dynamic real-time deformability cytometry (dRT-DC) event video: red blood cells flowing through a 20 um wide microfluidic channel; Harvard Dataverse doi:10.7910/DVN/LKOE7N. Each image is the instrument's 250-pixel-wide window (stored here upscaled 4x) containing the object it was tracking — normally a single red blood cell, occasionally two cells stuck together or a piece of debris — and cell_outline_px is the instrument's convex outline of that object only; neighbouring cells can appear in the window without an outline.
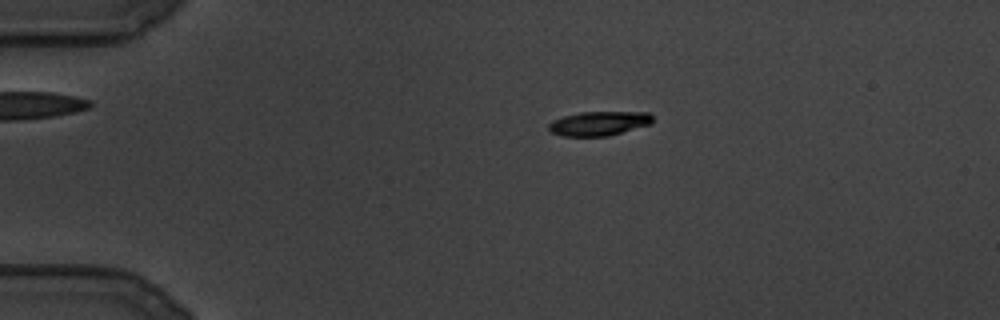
{"species": "common noctule bat (a hibernating species)", "species_latin": "Nyctalus noctula", "temperature_condition": "cold", "stored_images_in_passage": 94, "camera_frame_rate_fps": 3000, "um_per_image_px": 0.085, "animal": {"sex": "male", "body_mass_g": 19.5, "forearm_length_mm": 54.6}, "frame": {"image": 1, "passage_image": 1, "time_ms": 0.0, "image_size_px": [1000, 320], "cell_outline_px": [[652, 124], [608, 136], [564, 136], [552, 132], [548, 128], [548, 124], [552, 120], [564, 116], [580, 112], [648, 112], [652, 116]], "centroid_in_image_um": [50.92, 10.49], "position_along_channel_um": 34.1, "area_um2": 14.68}}
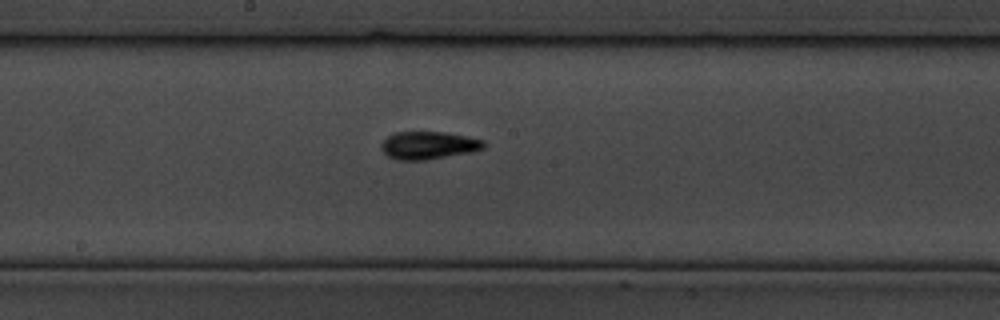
{"frame": {"image": 2, "passage_image": 40, "time_ms": 13.0, "image_size_px": [1000, 320], "cell_outline_px": [[484, 148], [472, 152], [428, 160], [396, 160], [388, 156], [380, 148], [380, 144], [388, 136], [396, 132], [444, 132], [484, 140]], "centroid_in_image_um": [36.4, 12.36], "position_along_channel_um": 211.8, "area_um2": 16.59}}
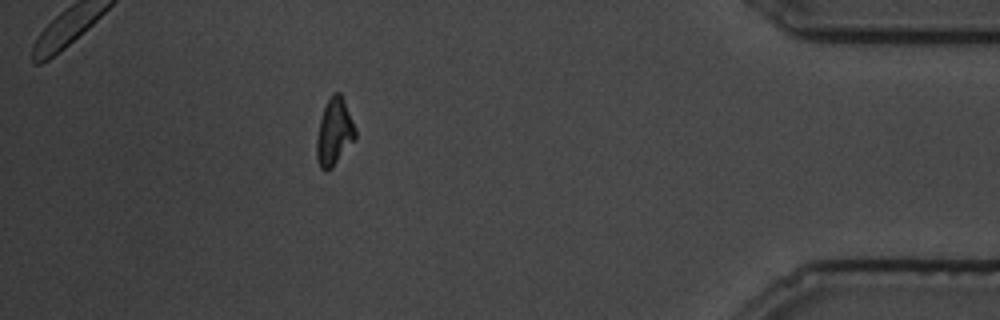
{"frame": {"image": 3, "passage_image": 81, "time_ms": 26.667, "image_size_px": [1000, 320], "cell_outline_px": [[356, 140], [332, 168], [324, 172], [320, 168], [316, 156], [316, 140], [320, 120], [324, 108], [332, 92], [340, 92], [344, 100], [356, 128]], "centroid_in_image_um": [28.42, 11.25], "position_along_channel_um": 406.8, "area_um2": 15.32}}